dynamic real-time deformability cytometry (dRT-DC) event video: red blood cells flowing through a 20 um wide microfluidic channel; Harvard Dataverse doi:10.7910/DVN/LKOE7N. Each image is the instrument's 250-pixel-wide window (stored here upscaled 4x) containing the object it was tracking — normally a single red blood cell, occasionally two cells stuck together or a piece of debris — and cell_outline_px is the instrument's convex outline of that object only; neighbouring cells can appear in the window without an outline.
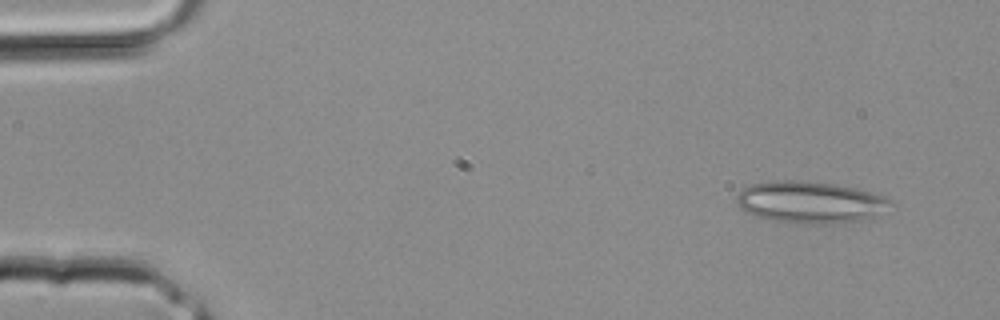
{"species": "common noctule bat (a hibernating species)", "species_latin": "Nyctalus noctula", "temperature_condition": "room temperature", "stored_images_in_passage": 13, "camera_frame_rate_fps": 3000, "um_per_image_px": 0.085, "animal": {"sex": "male", "body_mass_g": 20.4}, "frame": {"image": 1, "passage_image": 3, "time_ms": 0.667, "image_size_px": [1000, 320], "cell_outline_px": [[892, 200], [872, 216], [860, 220], [836, 224], [784, 224], [768, 220], [744, 212], [740, 208], [736, 200], [736, 196], [744, 188], [752, 184], [776, 180], [800, 180], [832, 184], [856, 188], [884, 196]], "centroid_in_image_um": [68.75, 17.21], "position_along_channel_um": 16.3, "area_um2": 37.45}}
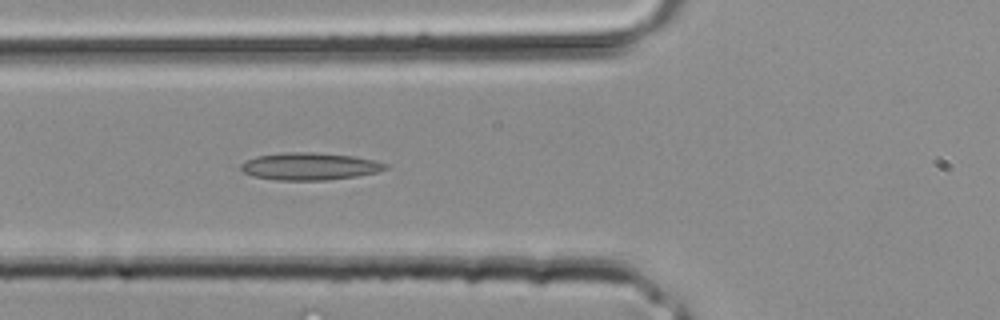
{"frame": {"image": 2, "passage_image": 13, "time_ms": 4.0, "image_size_px": [1000, 320], "cell_outline_px": [[388, 168], [376, 172], [356, 176], [324, 180], [276, 180], [252, 176], [244, 172], [240, 168], [240, 164], [256, 156], [284, 152], [308, 152], [352, 156], [372, 160], [388, 164]], "centroid_in_image_um": [26.28, 14.14], "position_along_channel_um": 99.5, "area_um2": 22.77}}